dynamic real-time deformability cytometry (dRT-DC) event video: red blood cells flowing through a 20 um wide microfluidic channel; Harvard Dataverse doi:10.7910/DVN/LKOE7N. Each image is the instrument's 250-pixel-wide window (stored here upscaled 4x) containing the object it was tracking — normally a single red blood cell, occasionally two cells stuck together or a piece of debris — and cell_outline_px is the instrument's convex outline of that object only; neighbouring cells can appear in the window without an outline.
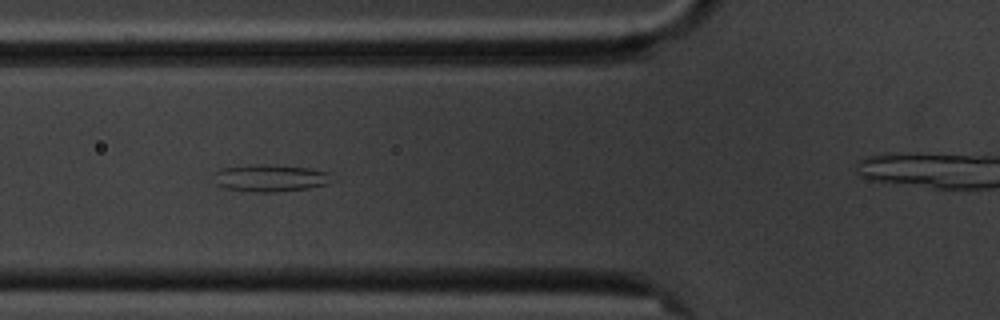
{"species": "common noctule bat (a hibernating species)", "species_latin": "Nyctalus noctula", "temperature_condition": "cold", "stored_images_in_passage": 10, "camera_frame_rate_fps": 3000, "um_per_image_px": 0.085, "animal": {"sex": "male", "body_mass_g": 20.1, "forearm_length_mm": 53.5}, "frame": {"image": 1, "passage_image": 6, "time_ms": 5.667, "image_size_px": [1000, 320], "cell_outline_px": [[336, 180], [328, 184], [308, 188], [272, 192], [252, 192], [224, 188], [216, 184], [216, 172], [224, 168], [248, 164], [264, 164], [308, 168], [328, 172]], "centroid_in_image_um": [23.02, 15.13], "position_along_channel_um": 102.8, "area_um2": 18.67}}
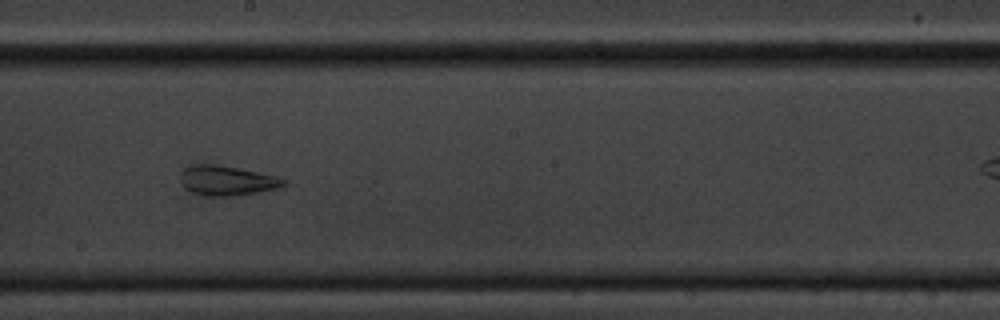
{"frame": {"image": 2, "passage_image": 9, "time_ms": 9.333, "image_size_px": [1000, 320], "cell_outline_px": [[288, 184], [276, 188], [236, 196], [208, 196], [192, 192], [184, 188], [180, 184], [180, 172], [184, 168], [192, 164], [216, 164], [276, 176], [288, 180]], "centroid_in_image_um": [19.24, 15.35], "position_along_channel_um": 229.0, "area_um2": 17.98}}